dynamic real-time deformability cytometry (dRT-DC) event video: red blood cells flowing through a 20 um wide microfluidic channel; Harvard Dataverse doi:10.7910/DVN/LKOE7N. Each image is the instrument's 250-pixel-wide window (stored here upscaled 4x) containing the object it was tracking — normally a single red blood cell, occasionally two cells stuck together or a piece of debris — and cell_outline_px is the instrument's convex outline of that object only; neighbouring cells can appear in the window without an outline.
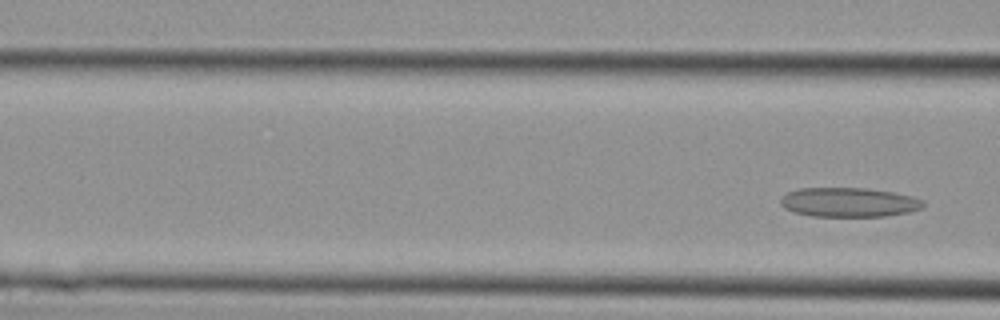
{"species": "Egyptian fruit bat (a non-hibernating species)", "species_latin": "Rousettus aegyptiacus", "temperature_condition": "cold", "stored_images_in_passage": 4, "segment_of_instrument_passage": [2, 2], "camera_frame_rate_fps": 3000, "um_per_image_px": 0.085, "animal": {"sex": "female"}, "frame": {"image": 1, "passage_image": 4, "time_ms": 1.0, "image_size_px": [1000, 320], "cell_outline_px": [[924, 208], [908, 212], [884, 216], [812, 216], [796, 212], [784, 208], [780, 204], [780, 196], [788, 192], [800, 188], [868, 188], [892, 192], [912, 196], [924, 200]], "centroid_in_image_um": [72.16, 17.19], "position_along_channel_um": 94.4, "area_um2": 24.45}}